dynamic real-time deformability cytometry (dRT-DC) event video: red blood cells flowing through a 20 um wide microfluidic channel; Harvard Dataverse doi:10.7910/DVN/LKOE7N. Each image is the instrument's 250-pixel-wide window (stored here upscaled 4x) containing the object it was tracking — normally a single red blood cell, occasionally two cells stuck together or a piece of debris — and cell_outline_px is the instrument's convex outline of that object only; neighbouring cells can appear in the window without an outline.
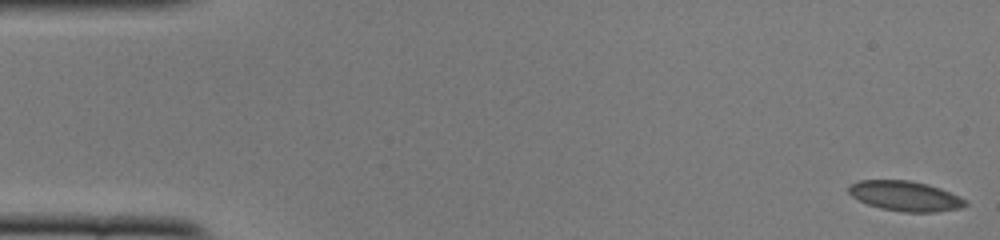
{"species": "common noctule bat (a hibernating species)", "species_latin": "Nyctalus noctula", "temperature_condition": "cold", "stored_images_in_passage": 52, "camera_frame_rate_fps": 3000, "um_per_image_px": 0.085, "animal": {"sex": "female", "body_mass_g": 22.0, "forearm_length_mm": 56.7}, "frame": {"image": 1, "passage_image": 1, "time_ms": 0.0, "image_size_px": [1000, 240], "cell_outline_px": [[968, 204], [960, 208], [936, 212], [904, 212], [880, 208], [868, 204], [852, 196], [848, 192], [848, 188], [852, 184], [860, 180], [908, 180], [928, 184], [940, 188], [968, 200]], "centroid_in_image_um": [76.97, 16.66], "position_along_channel_um": 8.0, "area_um2": 20.35}}
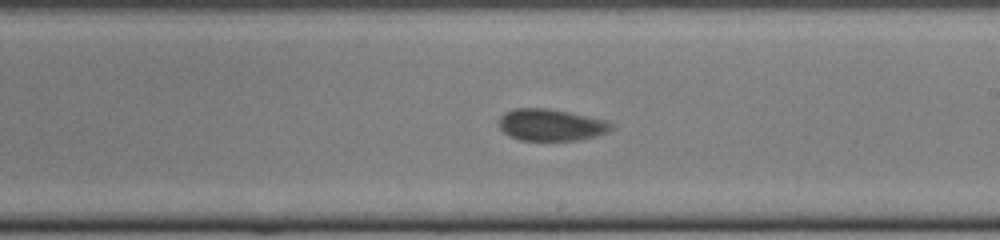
{"frame": {"image": 2, "passage_image": 30, "time_ms": 9.667, "image_size_px": [1000, 240], "cell_outline_px": [[612, 128], [608, 132], [596, 136], [580, 140], [520, 140], [508, 136], [500, 128], [500, 116], [504, 112], [516, 108], [548, 108], [568, 112], [604, 120], [612, 124]], "centroid_in_image_um": [46.81, 10.62], "position_along_channel_um": 242.2, "area_um2": 20.69}}
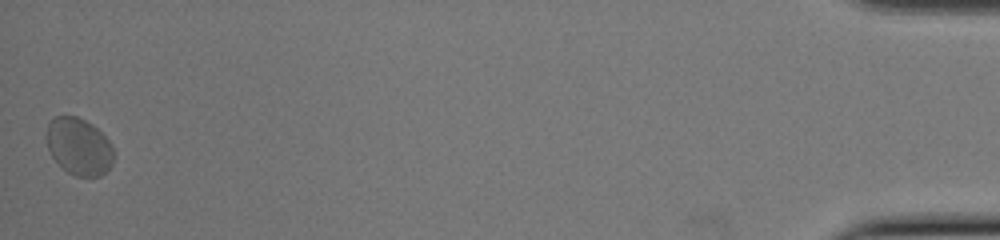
{"frame": {"image": 3, "passage_image": 52, "time_ms": 17.0, "image_size_px": [1000, 240], "cell_outline_px": [[112, 164], [100, 176], [76, 176], [68, 172], [52, 156], [48, 148], [48, 124], [56, 116], [76, 116], [92, 124], [112, 144]], "centroid_in_image_um": [6.72, 12.45], "position_along_channel_um": 428.5, "area_um2": 21.73}, "authors_computed_cell_mechanics": {"area_um2": 20.6346, "velocity_mm_per_s": 3.8223, "shape_relaxation_time_tau1_ms": 2.7784, "shape_relaxation_time_tau2_ms": 1.1701, "deformation_change_tau1": 0.057, "deformation_change_tau2": 0.0423}}